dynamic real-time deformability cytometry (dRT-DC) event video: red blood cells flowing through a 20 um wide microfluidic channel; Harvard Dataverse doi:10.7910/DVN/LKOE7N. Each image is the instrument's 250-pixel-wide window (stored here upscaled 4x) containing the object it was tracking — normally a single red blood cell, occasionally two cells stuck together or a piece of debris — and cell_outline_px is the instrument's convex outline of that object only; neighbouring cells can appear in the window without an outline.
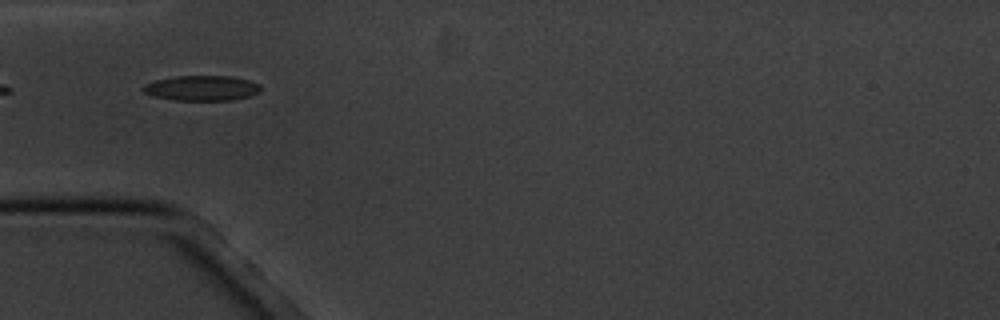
{"species": "common noctule bat (a hibernating species)", "species_latin": "Nyctalus noctula", "temperature_condition": "cold", "stored_images_in_passage": 13, "camera_frame_rate_fps": 3000, "um_per_image_px": 0.085, "animal": {"sex": "male", "body_mass_g": 20.1, "forearm_length_mm": 53.5}, "frame": {"image": 1, "passage_image": 3, "time_ms": 2.333, "image_size_px": [1000, 320], "cell_outline_px": [[260, 92], [248, 96], [232, 100], [176, 100], [156, 96], [144, 92], [140, 88], [144, 84], [156, 80], [176, 76], [232, 76], [248, 80], [260, 84]], "centroid_in_image_um": [17.16, 7.48], "position_along_channel_um": 67.8, "area_um2": 17.11}}
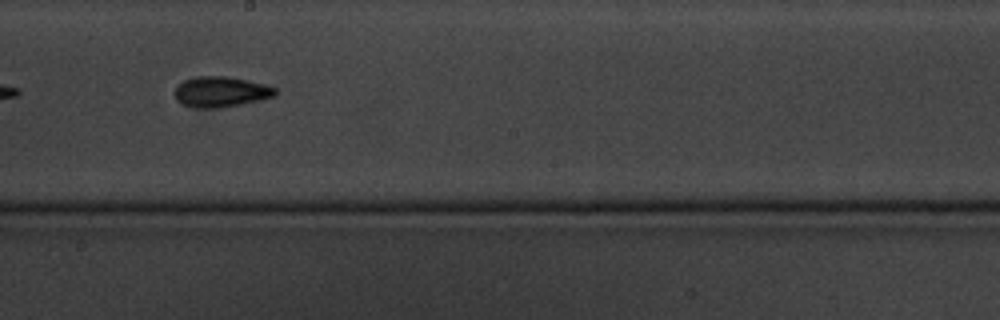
{"frame": {"image": 2, "passage_image": 7, "time_ms": 7.0, "image_size_px": [1000, 320], "cell_outline_px": [[276, 96], [260, 100], [240, 104], [216, 108], [196, 108], [184, 104], [176, 100], [172, 92], [176, 84], [184, 80], [196, 76], [224, 76], [264, 84], [276, 88]], "centroid_in_image_um": [18.7, 7.8], "position_along_channel_um": 229.5, "area_um2": 17.92}}
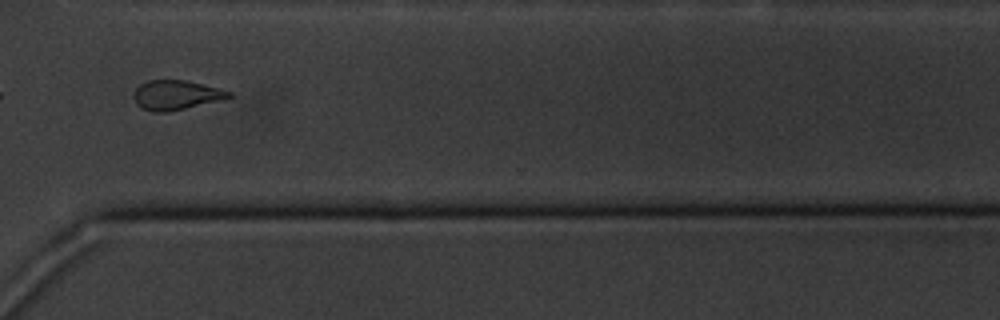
{"frame": {"image": 3, "passage_image": 10, "time_ms": 10.667, "image_size_px": [1000, 320], "cell_outline_px": [[232, 96], [220, 100], [168, 112], [152, 112], [140, 108], [136, 104], [132, 96], [136, 88], [140, 84], [148, 80], [184, 80], [232, 92]], "centroid_in_image_um": [14.89, 8.09], "position_along_channel_um": 355.7, "area_um2": 16.24}, "authors_computed_cell_mechanics": {"area_um2": 17.4556, "velocity_mm_per_s": 3.4462, "shape_relaxation_time_tau1_ms": 4.028, "shape_relaxation_time_tau2_ms": 6.5256, "deformation_change_tau1": 0.0984, "deformation_change_tau2": 0.1061}}